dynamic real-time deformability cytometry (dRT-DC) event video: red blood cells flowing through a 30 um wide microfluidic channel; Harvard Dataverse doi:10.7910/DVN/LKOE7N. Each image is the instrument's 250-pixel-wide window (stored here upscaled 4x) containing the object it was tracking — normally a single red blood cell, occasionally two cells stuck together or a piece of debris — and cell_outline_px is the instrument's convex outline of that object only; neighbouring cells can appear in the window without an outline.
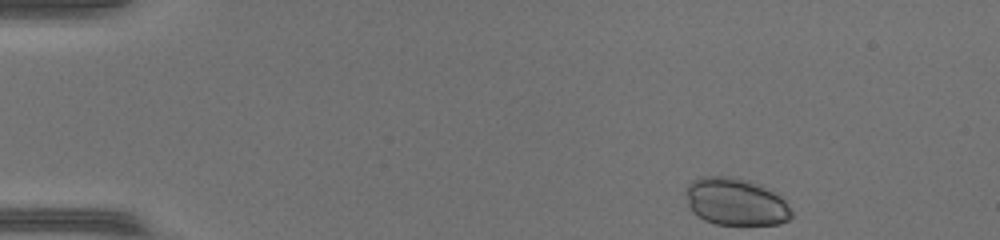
{"species": "common noctule bat (a hibernating species)", "species_latin": "Nyctalus noctula", "temperature_condition": "warm", "stored_images_in_passage": 43, "camera_frame_rate_fps": 3000, "um_per_image_px": 0.085, "animal": {"sex": "female", "body_mass_g": 17.0, "forearm_length_mm": 48.0}, "frame": {"image": 1, "passage_image": 1, "time_ms": 0.0, "image_size_px": [1000, 240], "cell_outline_px": [[792, 216], [788, 220], [780, 224], [716, 224], [704, 220], [696, 216], [692, 212], [688, 204], [688, 184], [692, 180], [700, 176], [732, 176], [764, 184], [780, 192], [792, 212]], "centroid_in_image_um": [62.59, 17.13], "position_along_channel_um": 22.4, "area_um2": 29.65}}
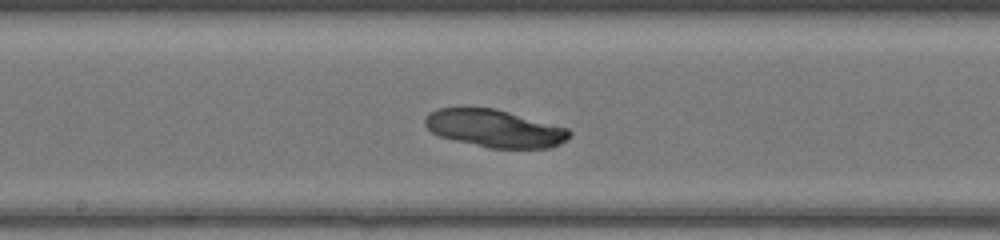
{"frame": {"image": 2, "passage_image": 21, "time_ms": 6.667, "image_size_px": [1000, 240], "cell_outline_px": [[572, 132], [560, 144], [552, 148], [488, 148], [440, 136], [432, 132], [424, 124], [424, 120], [428, 112], [436, 108], [492, 108], [508, 112], [568, 128]], "centroid_in_image_um": [42.02, 10.92], "position_along_channel_um": 206.2, "area_um2": 31.33}}
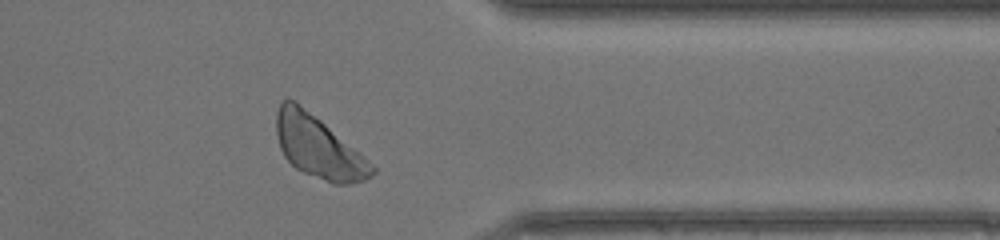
{"frame": {"image": 3, "passage_image": 34, "time_ms": 11.0, "image_size_px": [1000, 240], "cell_outline_px": [[376, 172], [372, 176], [364, 180], [348, 184], [332, 184], [304, 172], [296, 168], [284, 156], [280, 148], [276, 136], [276, 112], [280, 100], [288, 96], [296, 100], [320, 120], [376, 168]], "centroid_in_image_um": [26.99, 12.46], "position_along_channel_um": 384.4, "area_um2": 34.28}}